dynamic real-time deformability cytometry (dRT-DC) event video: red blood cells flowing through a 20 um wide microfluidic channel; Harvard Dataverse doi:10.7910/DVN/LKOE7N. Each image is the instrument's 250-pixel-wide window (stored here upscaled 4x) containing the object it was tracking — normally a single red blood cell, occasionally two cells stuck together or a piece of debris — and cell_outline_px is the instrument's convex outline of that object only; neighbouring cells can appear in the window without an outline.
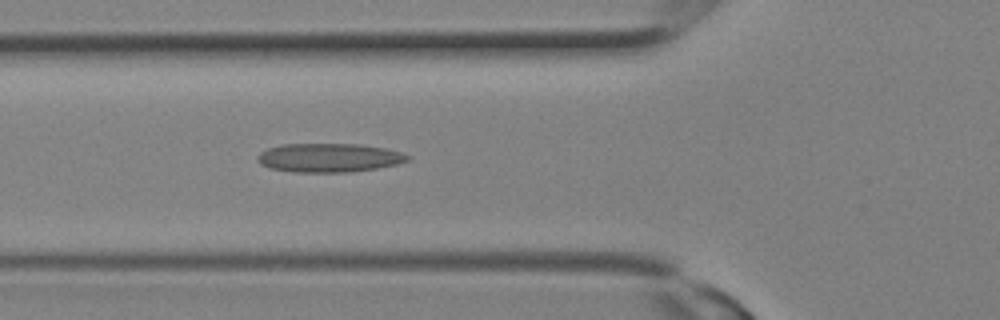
{"species": "Egyptian fruit bat (a non-hibernating species)", "species_latin": "Rousettus aegyptiacus", "temperature_condition": "room temperature", "stored_images_in_passage": 10, "camera_frame_rate_fps": 3000, "um_per_image_px": 0.085, "animal": {"sex": "female"}, "frame": {"image": 1, "passage_image": 10, "time_ms": 3.0, "image_size_px": [1000, 320], "cell_outline_px": [[412, 156], [408, 160], [396, 164], [376, 168], [348, 172], [292, 172], [268, 168], [260, 164], [256, 160], [256, 156], [260, 152], [268, 148], [280, 144], [356, 144], [384, 148], [400, 152]], "centroid_in_image_um": [27.9, 13.41], "position_along_channel_um": 97.9, "area_um2": 25.26}}